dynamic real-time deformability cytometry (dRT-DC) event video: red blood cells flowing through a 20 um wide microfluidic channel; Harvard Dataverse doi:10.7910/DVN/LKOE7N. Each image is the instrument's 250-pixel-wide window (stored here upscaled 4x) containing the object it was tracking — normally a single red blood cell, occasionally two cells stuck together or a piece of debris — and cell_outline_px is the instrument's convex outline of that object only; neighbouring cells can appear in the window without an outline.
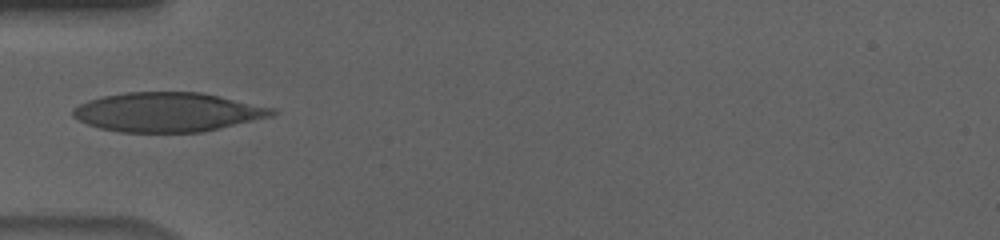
{"species": "human", "species_latin": "Homo sapiens", "temperature_condition": "cold", "stored_images_in_passage": 23, "camera_frame_rate_fps": 3000, "um_per_image_px": 0.085, "donor": {"sex": "male"}, "frame": {"image": 1, "passage_image": 1, "time_ms": 0.0, "image_size_px": [1000, 240], "cell_outline_px": [[276, 112], [272, 116], [204, 132], [116, 132], [100, 128], [88, 124], [72, 116], [72, 108], [88, 100], [104, 96], [124, 92], [200, 92], [276, 108]], "centroid_in_image_um": [14.25, 9.53], "position_along_channel_um": 70.8, "area_um2": 45.6}}
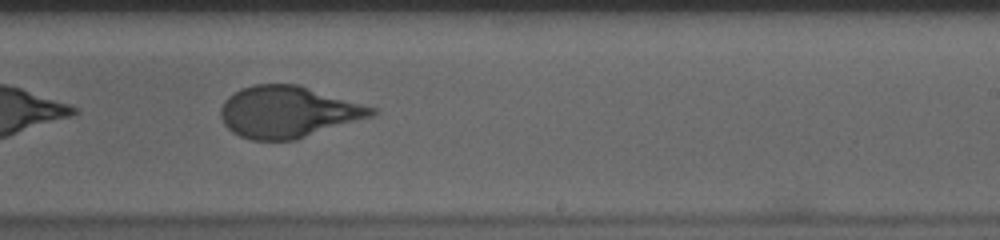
{"frame": {"image": 2, "passage_image": 17, "time_ms": 5.333, "image_size_px": [1000, 240], "cell_outline_px": [[380, 108], [376, 116], [296, 140], [248, 140], [232, 132], [224, 124], [220, 116], [220, 108], [224, 100], [228, 96], [240, 88], [252, 84], [296, 84]], "centroid_in_image_um": [24.53, 9.52], "position_along_channel_um": 264.5, "area_um2": 46.12}}
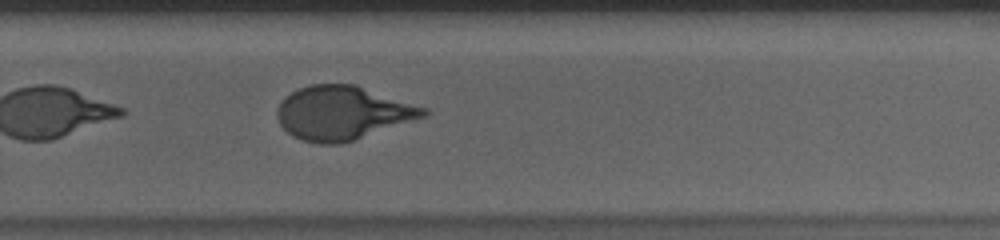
{"frame": {"image": 3, "passage_image": 20, "time_ms": 6.333, "image_size_px": [1000, 240], "cell_outline_px": [[432, 112], [428, 116], [340, 144], [320, 144], [300, 140], [292, 136], [280, 124], [276, 116], [276, 108], [284, 96], [300, 88], [312, 84], [356, 84], [428, 108]], "centroid_in_image_um": [29.14, 9.59], "position_along_channel_um": 300.7, "area_um2": 46.18}}